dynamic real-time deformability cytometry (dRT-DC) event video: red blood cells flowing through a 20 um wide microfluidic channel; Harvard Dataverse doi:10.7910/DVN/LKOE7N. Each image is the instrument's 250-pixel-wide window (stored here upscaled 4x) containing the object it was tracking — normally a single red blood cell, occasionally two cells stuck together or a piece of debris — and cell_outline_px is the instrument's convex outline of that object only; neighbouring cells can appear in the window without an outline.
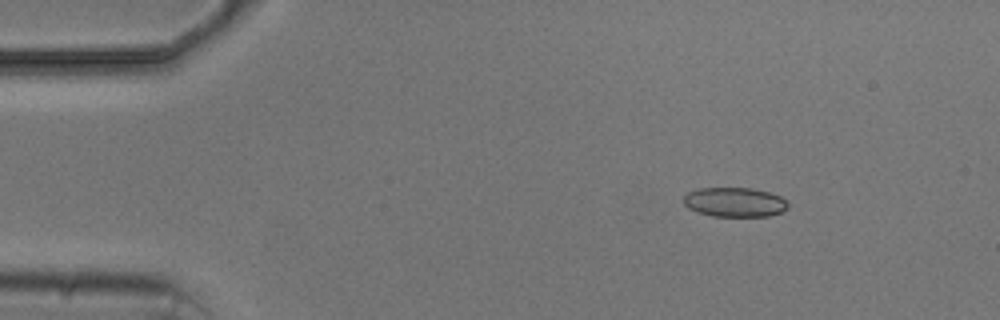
{"species": "common noctule bat (a hibernating species)", "species_latin": "Nyctalus noctula", "temperature_condition": "cold", "stored_images_in_passage": 4, "camera_frame_rate_fps": 3000, "um_per_image_px": 0.085, "animal": {"sex": "male", "body_mass_g": 20.5, "forearm_length_mm": 52.5}, "frame": {"image": 1, "passage_image": 1, "time_ms": 0.0, "image_size_px": [1000, 320], "cell_outline_px": [[788, 208], [780, 212], [768, 216], [712, 216], [696, 212], [688, 208], [684, 204], [684, 196], [688, 192], [700, 188], [752, 188], [768, 192], [780, 196], [788, 204]], "centroid_in_image_um": [62.42, 17.18], "position_along_channel_um": 22.6, "area_um2": 17.86}}
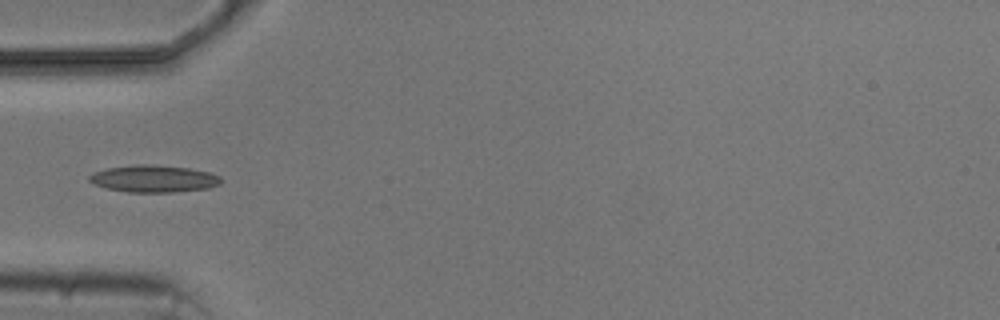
{"frame": {"image": 2, "passage_image": 4, "time_ms": 3.333, "image_size_px": [1000, 320], "cell_outline_px": [[224, 180], [220, 184], [208, 188], [172, 192], [128, 192], [108, 188], [92, 184], [88, 180], [88, 176], [92, 172], [108, 168], [132, 164], [152, 164], [188, 168], [208, 172], [220, 176]], "centroid_in_image_um": [13.05, 15.18], "position_along_channel_um": 72.0, "area_um2": 20.92}}